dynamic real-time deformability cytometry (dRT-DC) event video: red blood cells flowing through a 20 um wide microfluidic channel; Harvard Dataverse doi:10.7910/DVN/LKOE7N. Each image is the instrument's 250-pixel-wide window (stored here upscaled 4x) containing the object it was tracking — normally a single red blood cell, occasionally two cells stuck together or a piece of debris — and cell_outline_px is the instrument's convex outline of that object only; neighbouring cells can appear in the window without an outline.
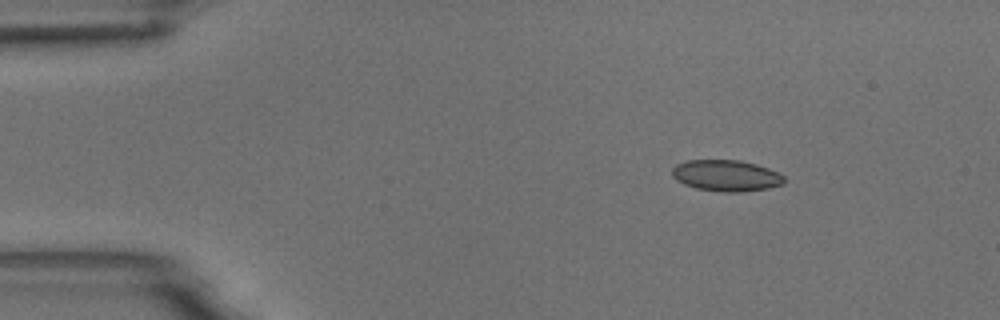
{"species": "common noctule bat (a hibernating species)", "species_latin": "Nyctalus noctula", "temperature_condition": "room temperature", "stored_images_in_passage": 47, "camera_frame_rate_fps": 3000, "um_per_image_px": 0.085, "animal": {"sex": "male", "body_mass_g": 18.8}, "frame": {"image": 1, "passage_image": 1, "time_ms": 0.0, "image_size_px": [1000, 320], "cell_outline_px": [[784, 184], [768, 188], [744, 192], [720, 192], [696, 188], [684, 184], [676, 180], [672, 176], [672, 168], [676, 164], [688, 160], [740, 160], [756, 164], [780, 172], [784, 176]], "centroid_in_image_um": [61.74, 14.93], "position_along_channel_um": 23.3, "area_um2": 20.63}}
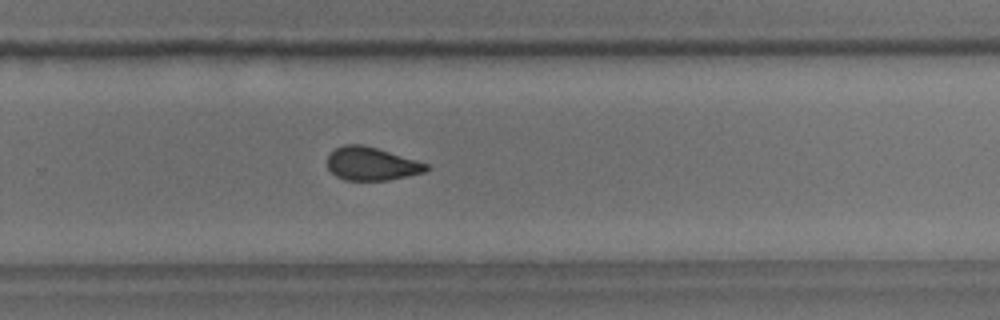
{"frame": {"image": 2, "passage_image": 29, "time_ms": 9.333, "image_size_px": [1000, 320], "cell_outline_px": [[428, 168], [424, 172], [388, 180], [344, 180], [336, 176], [328, 168], [328, 156], [336, 148], [344, 144], [364, 144], [416, 160], [428, 164]], "centroid_in_image_um": [31.56, 13.92], "position_along_channel_um": 298.2, "area_um2": 18.96}}
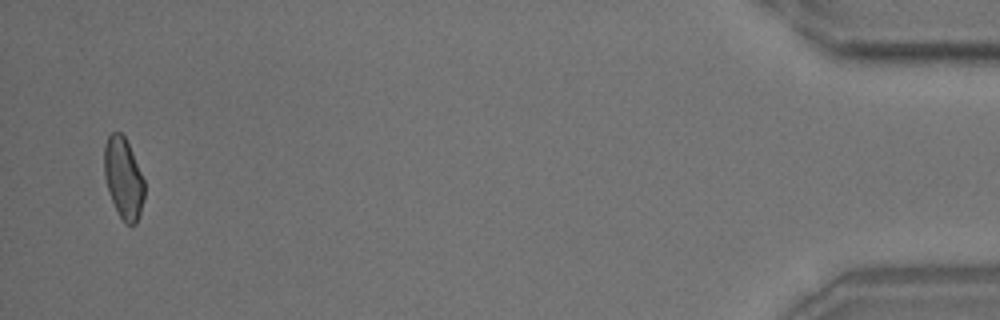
{"frame": {"image": 3, "passage_image": 46, "time_ms": 15.0, "image_size_px": [1000, 320], "cell_outline_px": [[144, 196], [140, 212], [136, 224], [124, 224], [108, 192], [104, 176], [104, 144], [108, 136], [112, 132], [120, 132], [124, 136], [132, 152], [144, 180]], "centroid_in_image_um": [10.48, 15.14], "position_along_channel_um": 424.7, "area_um2": 18.84}, "authors_computed_cell_mechanics": {"area_um2": 19.8832, "velocity_mm_per_s": 3.7309, "shape_relaxation_time_tau1_ms": 6.703, "shape_relaxation_time_tau2_ms": 1.8081, "deformation_change_tau1": 0.1217, "deformation_change_tau2": 0.0766}}